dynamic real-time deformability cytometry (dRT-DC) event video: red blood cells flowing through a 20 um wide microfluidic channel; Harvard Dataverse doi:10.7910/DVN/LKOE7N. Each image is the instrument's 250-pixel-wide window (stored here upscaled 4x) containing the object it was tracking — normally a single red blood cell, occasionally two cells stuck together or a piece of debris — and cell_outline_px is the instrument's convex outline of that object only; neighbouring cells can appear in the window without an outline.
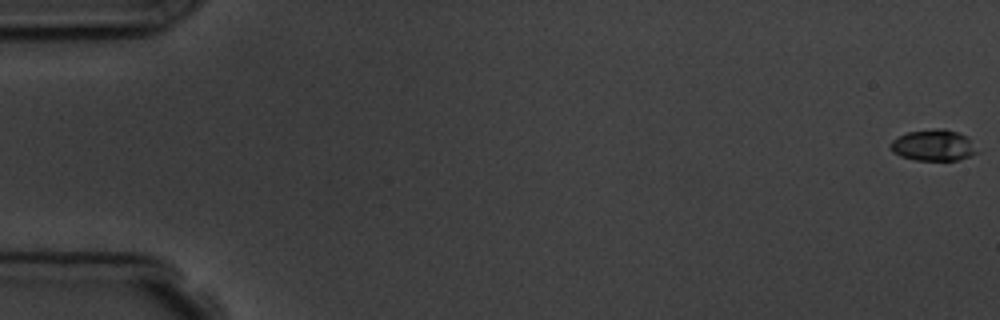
{"species": "common noctule bat (a hibernating species)", "species_latin": "Nyctalus noctula", "temperature_condition": "room temperature", "stored_images_in_passage": 5, "camera_frame_rate_fps": 3000, "um_per_image_px": 0.085, "animal": {"sex": "male", "body_mass_g": 19.5, "forearm_length_mm": 54.6}, "frame": {"image": 1, "passage_image": 1, "time_ms": 0.0, "image_size_px": [1000, 320], "cell_outline_px": [[980, 152], [956, 160], [916, 160], [900, 156], [892, 152], [888, 148], [892, 140], [908, 132], [936, 128], [944, 128], [968, 136]], "centroid_in_image_um": [79.34, 12.34], "position_along_channel_um": 5.7, "area_um2": 15.84}}
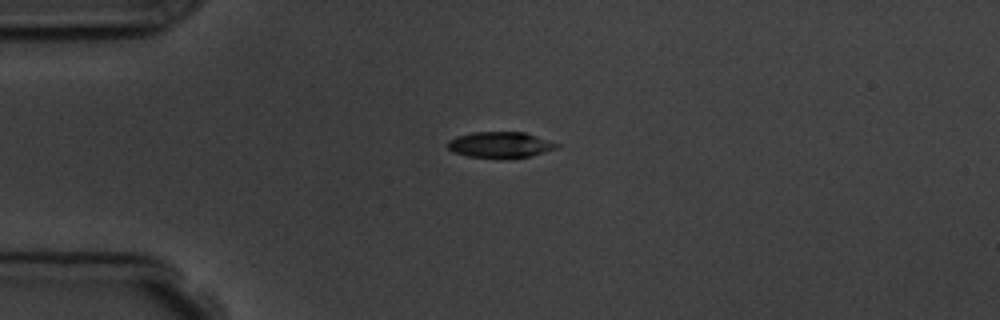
{"frame": {"image": 2, "passage_image": 5, "time_ms": 4.667, "image_size_px": [1000, 320], "cell_outline_px": [[560, 148], [528, 156], [468, 156], [452, 152], [444, 144], [448, 140], [456, 136], [472, 132], [524, 132], [560, 144]], "centroid_in_image_um": [42.48, 12.27], "position_along_channel_um": 42.5, "area_um2": 16.07}}